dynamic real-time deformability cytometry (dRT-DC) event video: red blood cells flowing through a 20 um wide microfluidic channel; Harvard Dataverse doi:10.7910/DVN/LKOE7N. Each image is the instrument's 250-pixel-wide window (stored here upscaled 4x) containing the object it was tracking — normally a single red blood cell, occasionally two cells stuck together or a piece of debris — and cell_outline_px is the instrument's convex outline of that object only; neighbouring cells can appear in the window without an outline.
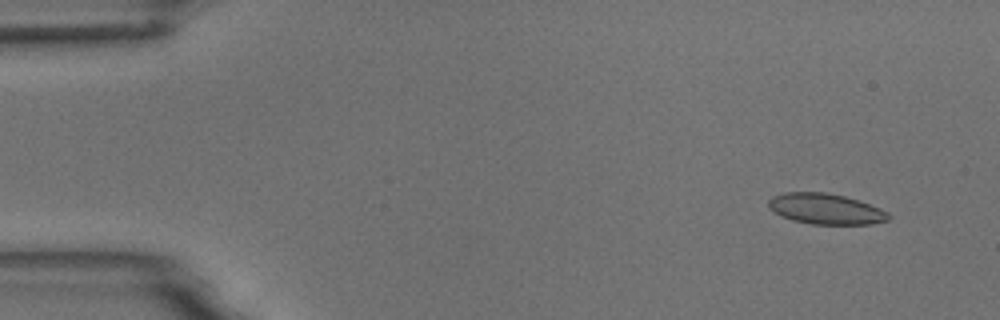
{"species": "common noctule bat (a hibernating species)", "species_latin": "Nyctalus noctula", "temperature_condition": "room temperature", "stored_images_in_passage": 4, "camera_frame_rate_fps": 3000, "um_per_image_px": 0.085, "animal": {"sex": "male", "body_mass_g": 18.8}, "frame": {"image": 1, "passage_image": 1, "time_ms": 0.0, "image_size_px": [1000, 320], "cell_outline_px": [[892, 216], [888, 220], [872, 224], [812, 224], [792, 220], [776, 212], [768, 204], [768, 200], [772, 196], [784, 192], [824, 192], [844, 196], [860, 200], [880, 208], [888, 212]], "centroid_in_image_um": [70.23, 17.75], "position_along_channel_um": 14.8, "area_um2": 21.39}}
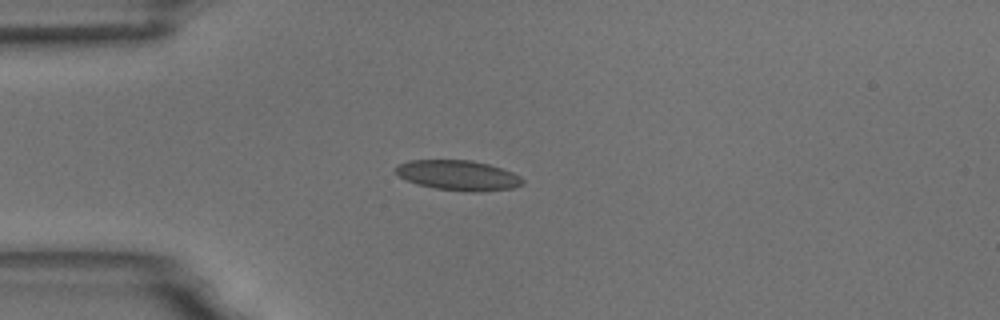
{"frame": {"image": 2, "passage_image": 4, "time_ms": 3.333, "image_size_px": [1000, 320], "cell_outline_px": [[524, 184], [512, 188], [480, 192], [464, 192], [436, 188], [416, 184], [400, 176], [396, 172], [396, 168], [400, 164], [408, 160], [472, 160], [488, 164], [512, 172], [520, 176], [524, 180]], "centroid_in_image_um": [38.98, 14.91], "position_along_channel_um": 46.0, "area_um2": 22.2}}